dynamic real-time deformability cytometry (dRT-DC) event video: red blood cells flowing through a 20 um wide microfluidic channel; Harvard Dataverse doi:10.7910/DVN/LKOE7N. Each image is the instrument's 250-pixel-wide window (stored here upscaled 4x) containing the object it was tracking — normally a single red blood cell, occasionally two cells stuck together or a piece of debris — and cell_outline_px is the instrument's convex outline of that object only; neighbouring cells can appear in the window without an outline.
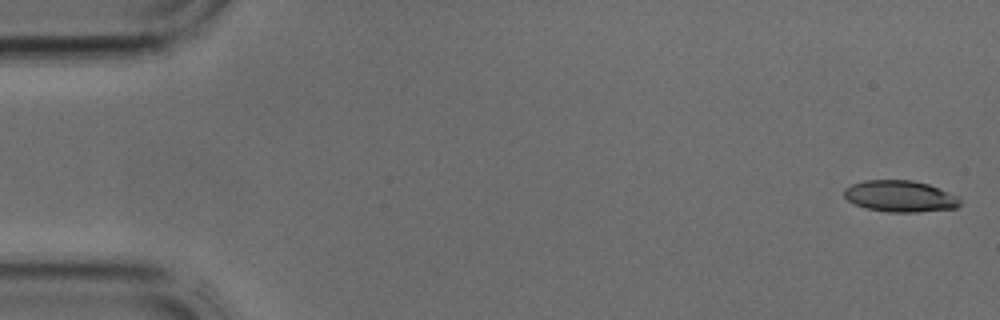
{"species": "common noctule bat (a hibernating species)", "species_latin": "Nyctalus noctula", "temperature_condition": "cold", "stored_images_in_passage": 3, "camera_frame_rate_fps": 3000, "um_per_image_px": 0.085, "animal": {"sex": "male", "body_mass_g": 17.9, "forearm_length_mm": 54.2}, "frame": {"image": 1, "passage_image": 1, "time_ms": 0.0, "image_size_px": [1000, 320], "cell_outline_px": [[960, 204], [956, 208], [916, 212], [888, 212], [868, 208], [856, 204], [848, 200], [844, 196], [844, 188], [852, 184], [864, 180], [912, 180], [928, 184], [960, 196]], "centroid_in_image_um": [76.53, 16.67], "position_along_channel_um": 8.5, "area_um2": 21.21}}
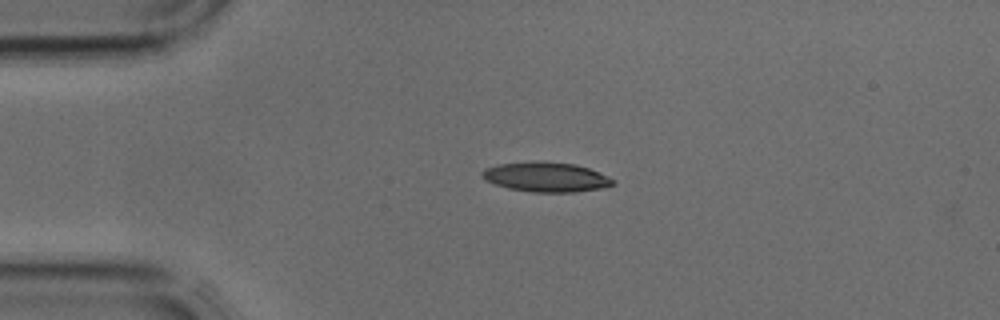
{"frame": {"image": 2, "passage_image": 3, "time_ms": 0.667, "image_size_px": [1000, 320], "cell_outline_px": [[616, 184], [604, 188], [576, 192], [532, 192], [508, 188], [484, 180], [480, 176], [480, 172], [484, 168], [500, 164], [536, 160], [544, 160], [576, 164], [588, 168], [608, 176], [616, 180]], "centroid_in_image_um": [46.42, 15.03], "position_along_channel_um": 38.6, "area_um2": 23.12}}